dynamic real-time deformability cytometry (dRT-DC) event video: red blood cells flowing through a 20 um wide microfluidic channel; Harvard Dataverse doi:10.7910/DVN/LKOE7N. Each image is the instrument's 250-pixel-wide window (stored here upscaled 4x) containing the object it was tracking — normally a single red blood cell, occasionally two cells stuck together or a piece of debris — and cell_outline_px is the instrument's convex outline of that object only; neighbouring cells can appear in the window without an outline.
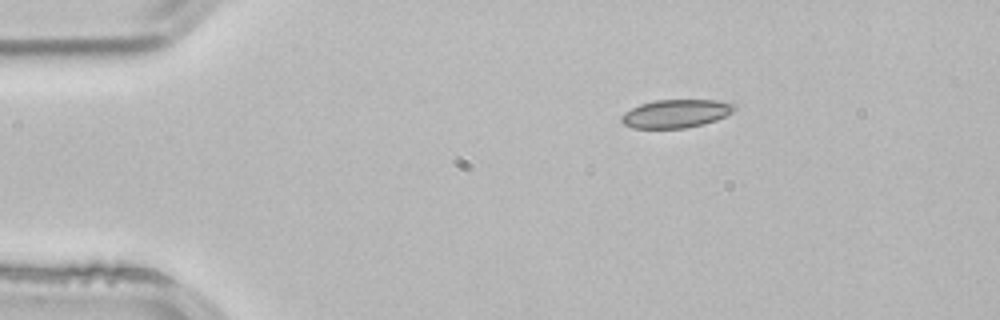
{"species": "common noctule bat (a hibernating species)", "species_latin": "Nyctalus noctula", "temperature_condition": "room temperature", "stored_images_in_passage": 2, "camera_frame_rate_fps": 3000, "um_per_image_px": 0.085, "animal": {"sex": "male", "body_mass_g": 21.5, "forearm_length_mm": 52.0}, "frame": {"image": 1, "passage_image": 1, "time_ms": 0.0, "image_size_px": [1000, 320], "cell_outline_px": [[736, 108], [732, 112], [716, 120], [704, 124], [684, 128], [632, 128], [624, 124], [620, 120], [620, 116], [624, 112], [640, 104], [656, 100], [716, 100], [736, 104]], "centroid_in_image_um": [57.44, 9.65], "position_along_channel_um": 27.6, "area_um2": 18.61}}